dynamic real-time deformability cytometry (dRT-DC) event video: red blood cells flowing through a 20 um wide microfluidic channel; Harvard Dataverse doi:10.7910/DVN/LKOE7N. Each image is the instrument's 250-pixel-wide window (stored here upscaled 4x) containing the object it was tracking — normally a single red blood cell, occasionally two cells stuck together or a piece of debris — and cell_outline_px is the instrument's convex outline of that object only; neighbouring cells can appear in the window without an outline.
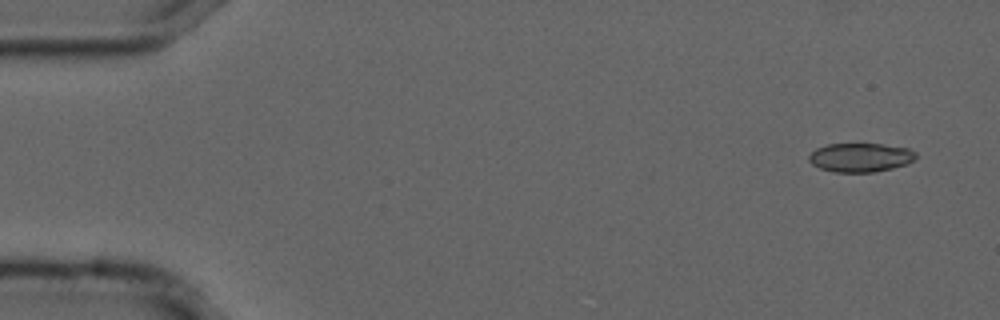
{"species": "common noctule bat (a hibernating species)", "species_latin": "Nyctalus noctula", "temperature_condition": "cold", "stored_images_in_passage": 12, "camera_frame_rate_fps": 3000, "um_per_image_px": 0.085, "animal": {"sex": "male", "forearm_length_mm": 52.5}, "frame": {"image": 1, "passage_image": 1, "time_ms": 0.0, "image_size_px": [1000, 320], "cell_outline_px": [[916, 156], [908, 164], [892, 168], [872, 172], [832, 172], [820, 168], [812, 164], [808, 160], [808, 156], [816, 148], [828, 144], [880, 144], [908, 148], [916, 152]], "centroid_in_image_um": [73.12, 13.38], "position_along_channel_um": 11.9, "area_um2": 17.98}}